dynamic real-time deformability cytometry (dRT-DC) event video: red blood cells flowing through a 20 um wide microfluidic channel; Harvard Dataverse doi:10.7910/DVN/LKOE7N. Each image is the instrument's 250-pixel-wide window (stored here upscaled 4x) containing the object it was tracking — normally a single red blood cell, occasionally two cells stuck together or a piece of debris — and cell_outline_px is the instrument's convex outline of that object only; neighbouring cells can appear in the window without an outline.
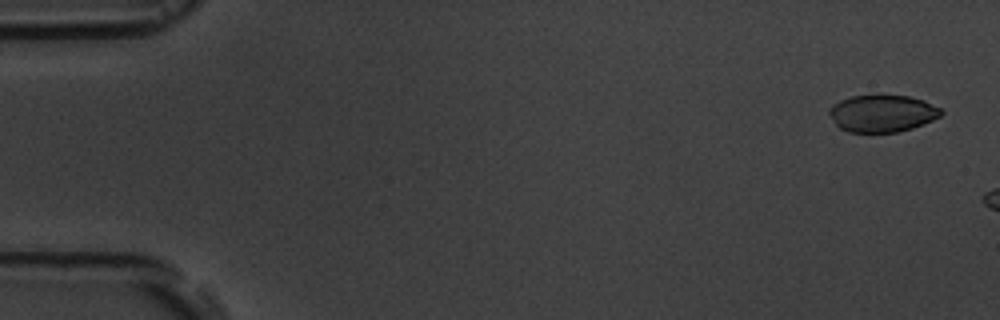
{"species": "common noctule bat (a hibernating species)", "species_latin": "Nyctalus noctula", "temperature_condition": "room temperature", "stored_images_in_passage": 3, "camera_frame_rate_fps": 3000, "um_per_image_px": 0.085, "animal": {"sex": "male", "body_mass_g": 19.5, "forearm_length_mm": 54.6}, "frame": {"image": 1, "passage_image": 1, "time_ms": 0.0, "image_size_px": [1000, 320], "cell_outline_px": [[944, 112], [940, 116], [932, 120], [912, 128], [896, 132], [848, 132], [840, 128], [836, 124], [828, 112], [828, 108], [832, 104], [840, 100], [852, 96], [908, 96], [924, 100], [940, 108]], "centroid_in_image_um": [74.98, 9.64], "position_along_channel_um": 10.0, "area_um2": 23.99}}